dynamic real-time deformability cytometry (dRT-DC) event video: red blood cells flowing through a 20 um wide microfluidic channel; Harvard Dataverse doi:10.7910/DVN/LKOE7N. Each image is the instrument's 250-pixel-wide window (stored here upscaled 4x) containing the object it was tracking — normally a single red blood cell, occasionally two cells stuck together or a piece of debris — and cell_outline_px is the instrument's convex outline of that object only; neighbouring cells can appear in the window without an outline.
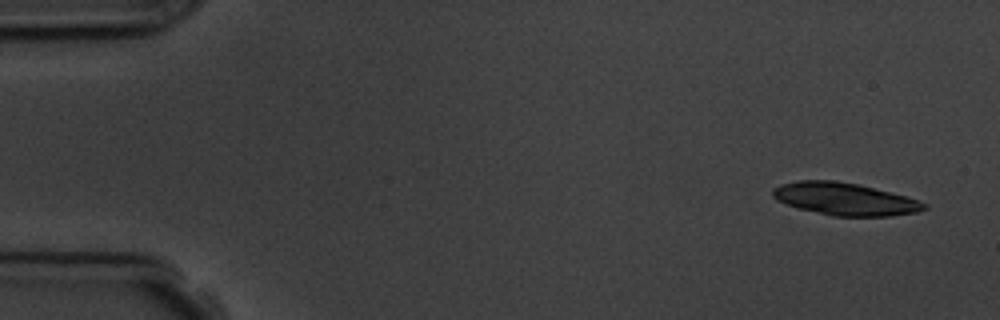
{"species": "common noctule bat (a hibernating species)", "species_latin": "Nyctalus noctula", "temperature_condition": "room temperature", "stored_images_in_passage": 5, "camera_frame_rate_fps": 3000, "um_per_image_px": 0.085, "animal": {"sex": "male", "body_mass_g": 19.5, "forearm_length_mm": 54.6}, "frame": {"image": 1, "passage_image": 1, "time_ms": 0.0, "image_size_px": [1000, 320], "cell_outline_px": [[928, 208], [916, 212], [892, 216], [832, 216], [800, 208], [776, 200], [772, 196], [772, 188], [780, 184], [796, 180], [836, 180], [860, 184], [908, 196], [928, 204]], "centroid_in_image_um": [71.83, 16.9], "position_along_channel_um": 13.2, "area_um2": 28.9}}